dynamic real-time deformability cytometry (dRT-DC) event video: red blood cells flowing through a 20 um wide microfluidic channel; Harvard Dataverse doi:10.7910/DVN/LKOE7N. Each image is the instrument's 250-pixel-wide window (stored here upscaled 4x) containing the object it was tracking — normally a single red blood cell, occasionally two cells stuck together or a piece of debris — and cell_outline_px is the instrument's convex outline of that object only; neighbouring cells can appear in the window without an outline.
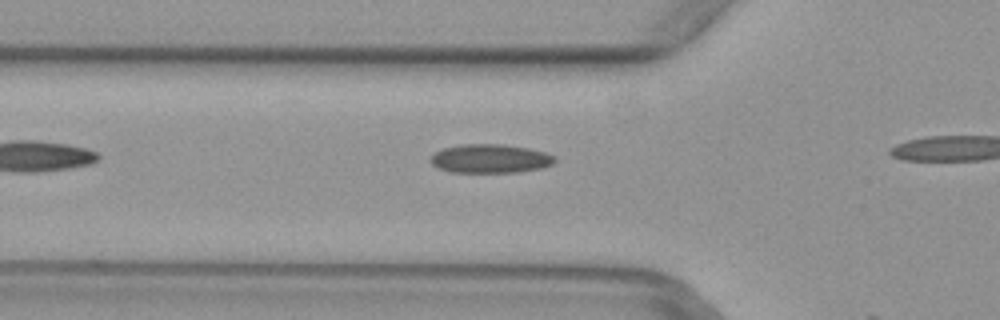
{"species": "common noctule bat (a hibernating species)", "species_latin": "Nyctalus noctula", "temperature_condition": "warm", "stored_images_in_passage": 4, "camera_frame_rate_fps": 3000, "um_per_image_px": 0.085, "animal": {"sex": "female", "body_mass_g": 29.2, "forearm_length_mm": 56.3}, "frame": {"image": 1, "passage_image": 3, "time_ms": 0.667, "image_size_px": [1000, 320], "cell_outline_px": [[556, 160], [552, 164], [544, 168], [520, 172], [448, 172], [432, 164], [428, 160], [436, 152], [444, 148], [460, 144], [504, 144], [528, 148], [544, 152], [556, 156]], "centroid_in_image_um": [41.69, 13.48], "position_along_channel_um": 84.1, "area_um2": 20.98}}